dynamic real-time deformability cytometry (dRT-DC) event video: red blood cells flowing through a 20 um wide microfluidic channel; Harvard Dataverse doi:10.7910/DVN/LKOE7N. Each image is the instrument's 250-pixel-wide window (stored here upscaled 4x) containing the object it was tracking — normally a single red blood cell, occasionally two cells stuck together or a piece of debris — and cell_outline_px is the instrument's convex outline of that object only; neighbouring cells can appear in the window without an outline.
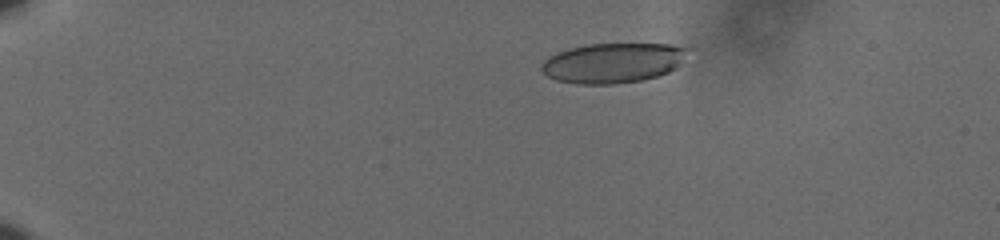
{"species": "human", "species_latin": "Homo sapiens", "temperature_condition": "cold", "stored_images_in_passage": 47, "camera_frame_rate_fps": 3000, "um_per_image_px": 0.085, "donor": {"sex": "male"}, "frame": {"image": 1, "passage_image": 1, "time_ms": 0.0, "image_size_px": [1000, 240], "cell_outline_px": [[688, 48], [680, 64], [676, 68], [660, 76], [640, 80], [612, 84], [576, 84], [556, 80], [548, 76], [540, 68], [540, 64], [548, 56], [556, 52], [568, 48], [588, 44], [672, 44]], "centroid_in_image_um": [52.06, 5.34], "position_along_channel_um": 32.9, "area_um2": 34.1}}
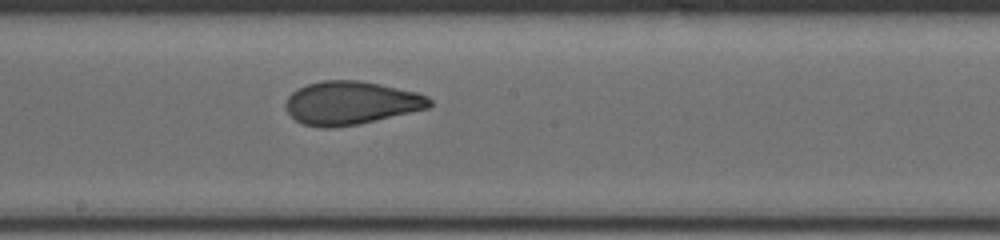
{"frame": {"image": 2, "passage_image": 24, "time_ms": 7.667, "image_size_px": [1000, 240], "cell_outline_px": [[432, 104], [428, 108], [376, 120], [356, 124], [332, 128], [324, 128], [304, 124], [296, 120], [288, 112], [284, 104], [288, 96], [292, 92], [308, 84], [324, 80], [356, 80], [380, 84], [416, 92], [428, 96], [432, 100]], "centroid_in_image_um": [29.83, 8.75], "position_along_channel_um": 218.4, "area_um2": 36.01}}
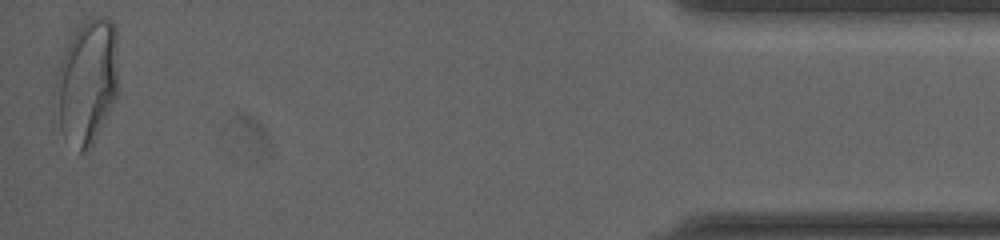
{"frame": {"image": 3, "passage_image": 47, "time_ms": 15.333, "image_size_px": [1000, 240], "cell_outline_px": [[116, 96], [92, 144], [80, 152], [60, 128], [56, 76], [60, 60], [76, 28], [92, 16], [100, 16], [112, 20], [116, 28]], "centroid_in_image_um": [7.42, 6.84], "position_along_channel_um": 427.8, "area_um2": 44.04}, "authors_computed_cell_mechanics": {"area_um2": 36.2984, "velocity_mm_per_s": 3.6294, "shape_relaxation_time_tau1_ms": null, "shape_relaxation_time_tau2_ms": 1.0643, "deformation_change_tau1": null, "deformation_change_tau2": 0.0722}}